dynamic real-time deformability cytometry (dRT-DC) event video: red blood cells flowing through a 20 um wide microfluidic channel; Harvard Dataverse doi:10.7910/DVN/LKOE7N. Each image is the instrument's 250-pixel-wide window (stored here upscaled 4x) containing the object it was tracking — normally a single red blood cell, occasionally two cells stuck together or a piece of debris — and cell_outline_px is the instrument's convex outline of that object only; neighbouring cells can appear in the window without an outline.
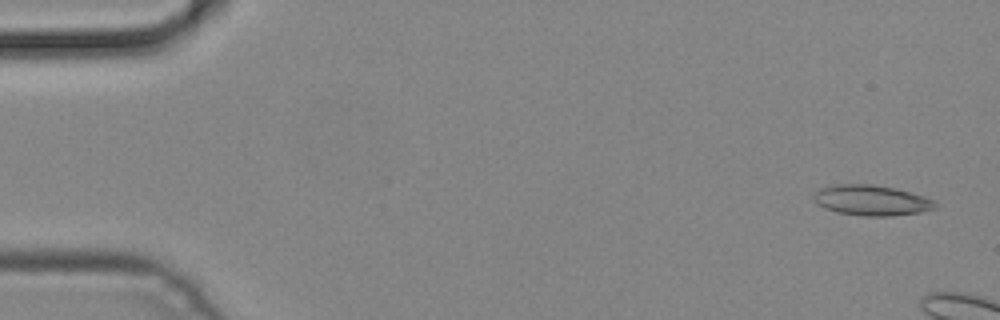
{"species": "common noctule bat (a hibernating species)", "species_latin": "Nyctalus noctula", "temperature_condition": "cold", "stored_images_in_passage": 3, "camera_frame_rate_fps": 3000, "um_per_image_px": 0.085, "animal": {"sex": "male", "body_mass_g": 19.2, "forearm_length_mm": 51.8}, "frame": {"image": 1, "passage_image": 1, "time_ms": 0.0, "image_size_px": [1000, 320], "cell_outline_px": [[940, 208], [920, 212], [892, 216], [864, 216], [836, 212], [824, 208], [816, 204], [812, 196], [820, 188], [836, 184], [872, 184], [896, 188], [924, 196], [936, 200]], "centroid_in_image_um": [74.12, 17.03], "position_along_channel_um": 10.9, "area_um2": 21.91}}